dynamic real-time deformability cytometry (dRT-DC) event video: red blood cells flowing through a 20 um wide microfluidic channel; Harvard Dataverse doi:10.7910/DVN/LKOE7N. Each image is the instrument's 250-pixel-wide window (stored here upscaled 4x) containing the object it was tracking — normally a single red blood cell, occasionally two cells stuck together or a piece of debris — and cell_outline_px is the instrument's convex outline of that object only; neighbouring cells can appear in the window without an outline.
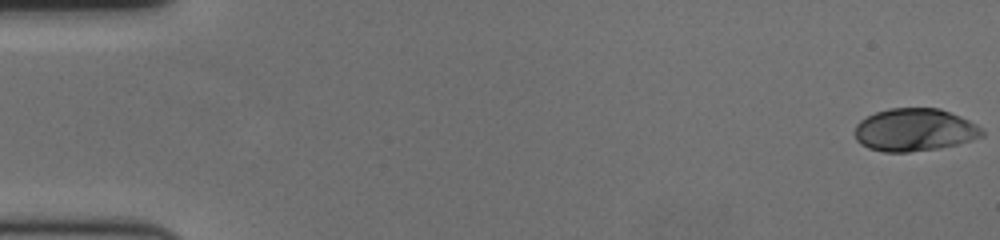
{"species": "human", "species_latin": "Homo sapiens", "temperature_condition": "cold", "stored_images_in_passage": 60, "camera_frame_rate_fps": 3000, "um_per_image_px": 0.085, "donor": {"sex": "female"}, "frame": {"image": 1, "passage_image": 1, "time_ms": 0.0, "image_size_px": [1000, 240], "cell_outline_px": [[984, 136], [972, 140], [940, 148], [908, 152], [884, 152], [868, 148], [860, 144], [856, 140], [856, 124], [860, 120], [876, 112], [888, 108], [940, 108], [960, 116], [984, 128]], "centroid_in_image_um": [77.75, 11.04], "position_along_channel_um": 7.2, "area_um2": 31.79}}
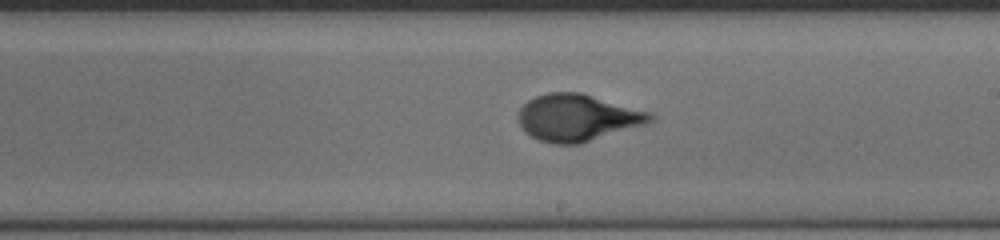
{"frame": {"image": 2, "passage_image": 35, "time_ms": 11.333, "image_size_px": [1000, 240], "cell_outline_px": [[656, 116], [652, 120], [644, 124], [580, 144], [552, 144], [540, 140], [524, 132], [520, 124], [516, 112], [528, 100], [536, 96], [548, 92], [580, 92], [652, 112]], "centroid_in_image_um": [49.06, 9.99], "position_along_channel_um": 239.9, "area_um2": 36.07}}
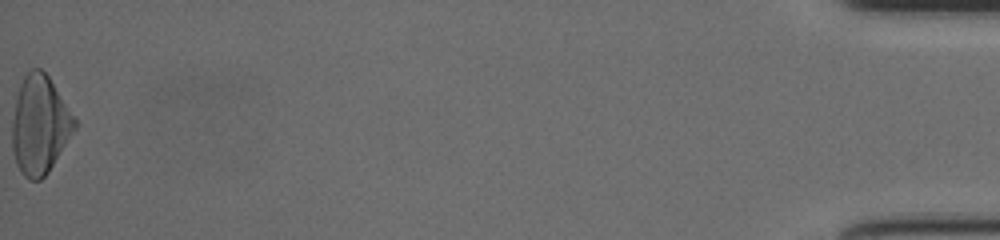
{"frame": {"image": 3, "passage_image": 60, "time_ms": 19.667, "image_size_px": [1000, 240], "cell_outline_px": [[76, 128], [48, 172], [40, 180], [28, 180], [20, 172], [16, 164], [12, 152], [12, 120], [16, 96], [20, 84], [24, 76], [32, 68], [40, 68], [48, 76], [76, 120]], "centroid_in_image_um": [3.35, 10.64], "position_along_channel_um": 431.9, "area_um2": 35.6}, "authors_computed_cell_mechanics": {"area_um2": 34.3043, "velocity_mm_per_s": 3.5293, "shape_relaxation_time_tau1_ms": 4.3546, "shape_relaxation_time_tau2_ms": null, "deformation_change_tau1": 0.2035, "deformation_change_tau2": null}}